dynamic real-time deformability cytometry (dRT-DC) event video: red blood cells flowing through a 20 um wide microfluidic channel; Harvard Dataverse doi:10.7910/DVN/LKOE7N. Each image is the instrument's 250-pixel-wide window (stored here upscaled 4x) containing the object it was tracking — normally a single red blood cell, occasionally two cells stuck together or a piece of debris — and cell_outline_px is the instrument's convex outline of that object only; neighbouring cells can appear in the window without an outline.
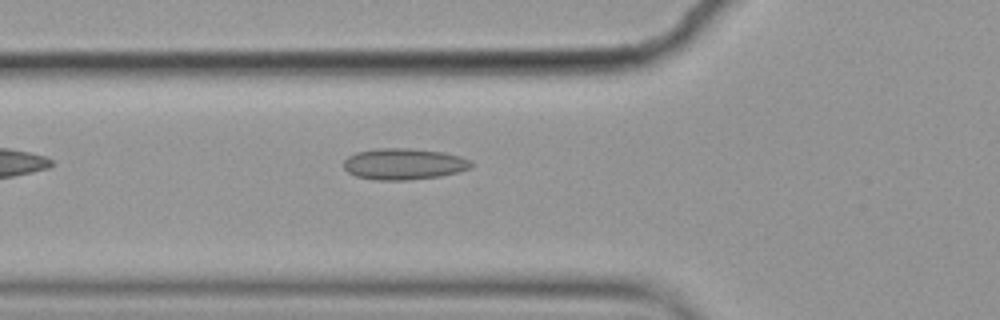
{"species": "common noctule bat (a hibernating species)", "species_latin": "Nyctalus noctula", "temperature_condition": "cold", "stored_images_in_passage": 6, "camera_frame_rate_fps": 3000, "um_per_image_px": 0.085, "animal": {"sex": "female", "body_mass_g": 19.9}, "frame": {"image": 1, "passage_image": 6, "time_ms": 1.667, "image_size_px": [1000, 320], "cell_outline_px": [[472, 168], [440, 176], [408, 180], [376, 180], [356, 176], [348, 172], [344, 168], [344, 160], [348, 156], [356, 152], [372, 148], [408, 148], [444, 152], [460, 156], [472, 160]], "centroid_in_image_um": [34.32, 13.93], "position_along_channel_um": 91.5, "area_um2": 23.41}}